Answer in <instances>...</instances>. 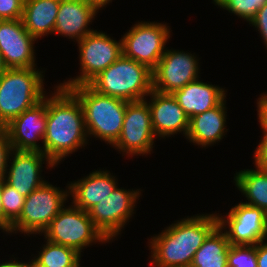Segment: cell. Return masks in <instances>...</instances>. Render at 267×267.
Returning a JSON list of instances; mask_svg holds the SVG:
<instances>
[{
  "mask_svg": "<svg viewBox=\"0 0 267 267\" xmlns=\"http://www.w3.org/2000/svg\"><path fill=\"white\" fill-rule=\"evenodd\" d=\"M225 88L205 83L199 78L172 93L179 106L189 116L201 114L226 99Z\"/></svg>",
  "mask_w": 267,
  "mask_h": 267,
  "instance_id": "21",
  "label": "cell"
},
{
  "mask_svg": "<svg viewBox=\"0 0 267 267\" xmlns=\"http://www.w3.org/2000/svg\"><path fill=\"white\" fill-rule=\"evenodd\" d=\"M8 67L5 65L3 57L0 52V77L6 72Z\"/></svg>",
  "mask_w": 267,
  "mask_h": 267,
  "instance_id": "38",
  "label": "cell"
},
{
  "mask_svg": "<svg viewBox=\"0 0 267 267\" xmlns=\"http://www.w3.org/2000/svg\"><path fill=\"white\" fill-rule=\"evenodd\" d=\"M43 70L8 68L0 77V129L45 97Z\"/></svg>",
  "mask_w": 267,
  "mask_h": 267,
  "instance_id": "5",
  "label": "cell"
},
{
  "mask_svg": "<svg viewBox=\"0 0 267 267\" xmlns=\"http://www.w3.org/2000/svg\"><path fill=\"white\" fill-rule=\"evenodd\" d=\"M115 177L108 170L97 169L82 179L70 182L68 185L72 204L88 211L116 189L118 181Z\"/></svg>",
  "mask_w": 267,
  "mask_h": 267,
  "instance_id": "19",
  "label": "cell"
},
{
  "mask_svg": "<svg viewBox=\"0 0 267 267\" xmlns=\"http://www.w3.org/2000/svg\"><path fill=\"white\" fill-rule=\"evenodd\" d=\"M88 85L99 94L128 102L141 101L153 90L152 70L121 55Z\"/></svg>",
  "mask_w": 267,
  "mask_h": 267,
  "instance_id": "4",
  "label": "cell"
},
{
  "mask_svg": "<svg viewBox=\"0 0 267 267\" xmlns=\"http://www.w3.org/2000/svg\"><path fill=\"white\" fill-rule=\"evenodd\" d=\"M230 242L225 232L217 226L197 250L192 261L195 267H228Z\"/></svg>",
  "mask_w": 267,
  "mask_h": 267,
  "instance_id": "24",
  "label": "cell"
},
{
  "mask_svg": "<svg viewBox=\"0 0 267 267\" xmlns=\"http://www.w3.org/2000/svg\"><path fill=\"white\" fill-rule=\"evenodd\" d=\"M155 139L149 104L145 100L128 102L122 132L112 147L127 157L150 155Z\"/></svg>",
  "mask_w": 267,
  "mask_h": 267,
  "instance_id": "11",
  "label": "cell"
},
{
  "mask_svg": "<svg viewBox=\"0 0 267 267\" xmlns=\"http://www.w3.org/2000/svg\"><path fill=\"white\" fill-rule=\"evenodd\" d=\"M24 0H0V20L22 19Z\"/></svg>",
  "mask_w": 267,
  "mask_h": 267,
  "instance_id": "29",
  "label": "cell"
},
{
  "mask_svg": "<svg viewBox=\"0 0 267 267\" xmlns=\"http://www.w3.org/2000/svg\"><path fill=\"white\" fill-rule=\"evenodd\" d=\"M148 96H150V101L148 102L146 98L144 100L149 104L152 129L158 140H160L159 137L166 139V137L180 133L186 137L189 129V116L179 106L173 95L152 90Z\"/></svg>",
  "mask_w": 267,
  "mask_h": 267,
  "instance_id": "17",
  "label": "cell"
},
{
  "mask_svg": "<svg viewBox=\"0 0 267 267\" xmlns=\"http://www.w3.org/2000/svg\"><path fill=\"white\" fill-rule=\"evenodd\" d=\"M12 150L8 135L0 129V177H4L6 174V168Z\"/></svg>",
  "mask_w": 267,
  "mask_h": 267,
  "instance_id": "31",
  "label": "cell"
},
{
  "mask_svg": "<svg viewBox=\"0 0 267 267\" xmlns=\"http://www.w3.org/2000/svg\"><path fill=\"white\" fill-rule=\"evenodd\" d=\"M140 189H116L108 197L95 204L87 212L95 227L110 242L124 229L135 212ZM115 237V238H114Z\"/></svg>",
  "mask_w": 267,
  "mask_h": 267,
  "instance_id": "10",
  "label": "cell"
},
{
  "mask_svg": "<svg viewBox=\"0 0 267 267\" xmlns=\"http://www.w3.org/2000/svg\"><path fill=\"white\" fill-rule=\"evenodd\" d=\"M199 60L191 52L167 49L152 71L153 90L172 94L188 83L197 80L200 74Z\"/></svg>",
  "mask_w": 267,
  "mask_h": 267,
  "instance_id": "13",
  "label": "cell"
},
{
  "mask_svg": "<svg viewBox=\"0 0 267 267\" xmlns=\"http://www.w3.org/2000/svg\"><path fill=\"white\" fill-rule=\"evenodd\" d=\"M263 137L254 151V166L267 169V127H261Z\"/></svg>",
  "mask_w": 267,
  "mask_h": 267,
  "instance_id": "32",
  "label": "cell"
},
{
  "mask_svg": "<svg viewBox=\"0 0 267 267\" xmlns=\"http://www.w3.org/2000/svg\"><path fill=\"white\" fill-rule=\"evenodd\" d=\"M175 222L148 239L152 267H181L192 264L197 250L218 226V216L216 212L197 214Z\"/></svg>",
  "mask_w": 267,
  "mask_h": 267,
  "instance_id": "2",
  "label": "cell"
},
{
  "mask_svg": "<svg viewBox=\"0 0 267 267\" xmlns=\"http://www.w3.org/2000/svg\"><path fill=\"white\" fill-rule=\"evenodd\" d=\"M97 11L82 0H61L53 34L76 42L93 32L89 28Z\"/></svg>",
  "mask_w": 267,
  "mask_h": 267,
  "instance_id": "18",
  "label": "cell"
},
{
  "mask_svg": "<svg viewBox=\"0 0 267 267\" xmlns=\"http://www.w3.org/2000/svg\"><path fill=\"white\" fill-rule=\"evenodd\" d=\"M35 41L22 19L0 20V52L8 68L37 67Z\"/></svg>",
  "mask_w": 267,
  "mask_h": 267,
  "instance_id": "16",
  "label": "cell"
},
{
  "mask_svg": "<svg viewBox=\"0 0 267 267\" xmlns=\"http://www.w3.org/2000/svg\"><path fill=\"white\" fill-rule=\"evenodd\" d=\"M257 103V115L260 127H267V93L259 96Z\"/></svg>",
  "mask_w": 267,
  "mask_h": 267,
  "instance_id": "33",
  "label": "cell"
},
{
  "mask_svg": "<svg viewBox=\"0 0 267 267\" xmlns=\"http://www.w3.org/2000/svg\"><path fill=\"white\" fill-rule=\"evenodd\" d=\"M217 216L230 245H257L267 238V213L258 207L240 201L226 215Z\"/></svg>",
  "mask_w": 267,
  "mask_h": 267,
  "instance_id": "12",
  "label": "cell"
},
{
  "mask_svg": "<svg viewBox=\"0 0 267 267\" xmlns=\"http://www.w3.org/2000/svg\"><path fill=\"white\" fill-rule=\"evenodd\" d=\"M25 198V196L21 195L17 190L4 182L2 191L3 209L5 216L12 223H14L21 215Z\"/></svg>",
  "mask_w": 267,
  "mask_h": 267,
  "instance_id": "28",
  "label": "cell"
},
{
  "mask_svg": "<svg viewBox=\"0 0 267 267\" xmlns=\"http://www.w3.org/2000/svg\"><path fill=\"white\" fill-rule=\"evenodd\" d=\"M47 124V95L33 107L14 118L2 130L8 135L12 149L43 152L37 143L44 140Z\"/></svg>",
  "mask_w": 267,
  "mask_h": 267,
  "instance_id": "15",
  "label": "cell"
},
{
  "mask_svg": "<svg viewBox=\"0 0 267 267\" xmlns=\"http://www.w3.org/2000/svg\"><path fill=\"white\" fill-rule=\"evenodd\" d=\"M82 1L92 6L97 12L100 9L102 10L103 7L112 2V0H82Z\"/></svg>",
  "mask_w": 267,
  "mask_h": 267,
  "instance_id": "37",
  "label": "cell"
},
{
  "mask_svg": "<svg viewBox=\"0 0 267 267\" xmlns=\"http://www.w3.org/2000/svg\"><path fill=\"white\" fill-rule=\"evenodd\" d=\"M68 89L81 103L88 137L113 146L122 132L128 101L99 94L88 84Z\"/></svg>",
  "mask_w": 267,
  "mask_h": 267,
  "instance_id": "3",
  "label": "cell"
},
{
  "mask_svg": "<svg viewBox=\"0 0 267 267\" xmlns=\"http://www.w3.org/2000/svg\"><path fill=\"white\" fill-rule=\"evenodd\" d=\"M167 23L137 22L122 35V55L146 65L152 71L166 51L165 46L170 36Z\"/></svg>",
  "mask_w": 267,
  "mask_h": 267,
  "instance_id": "9",
  "label": "cell"
},
{
  "mask_svg": "<svg viewBox=\"0 0 267 267\" xmlns=\"http://www.w3.org/2000/svg\"><path fill=\"white\" fill-rule=\"evenodd\" d=\"M37 256L31 259V267H81V255L64 245L52 243L47 239Z\"/></svg>",
  "mask_w": 267,
  "mask_h": 267,
  "instance_id": "25",
  "label": "cell"
},
{
  "mask_svg": "<svg viewBox=\"0 0 267 267\" xmlns=\"http://www.w3.org/2000/svg\"><path fill=\"white\" fill-rule=\"evenodd\" d=\"M17 258L14 257V260L12 258V260L6 261V262H2L0 263V267H31V261L29 262H20L18 260H16Z\"/></svg>",
  "mask_w": 267,
  "mask_h": 267,
  "instance_id": "36",
  "label": "cell"
},
{
  "mask_svg": "<svg viewBox=\"0 0 267 267\" xmlns=\"http://www.w3.org/2000/svg\"><path fill=\"white\" fill-rule=\"evenodd\" d=\"M215 5L249 22L267 0H212Z\"/></svg>",
  "mask_w": 267,
  "mask_h": 267,
  "instance_id": "26",
  "label": "cell"
},
{
  "mask_svg": "<svg viewBox=\"0 0 267 267\" xmlns=\"http://www.w3.org/2000/svg\"><path fill=\"white\" fill-rule=\"evenodd\" d=\"M255 27L258 30L261 38L264 40V44L267 48V3L262 6L255 16L249 21V25Z\"/></svg>",
  "mask_w": 267,
  "mask_h": 267,
  "instance_id": "30",
  "label": "cell"
},
{
  "mask_svg": "<svg viewBox=\"0 0 267 267\" xmlns=\"http://www.w3.org/2000/svg\"><path fill=\"white\" fill-rule=\"evenodd\" d=\"M8 163L10 165H7L4 175L5 183L25 197L46 182L41 176L42 164H47V169L48 167L50 169L55 167L53 162L43 152L39 151H17L13 149Z\"/></svg>",
  "mask_w": 267,
  "mask_h": 267,
  "instance_id": "14",
  "label": "cell"
},
{
  "mask_svg": "<svg viewBox=\"0 0 267 267\" xmlns=\"http://www.w3.org/2000/svg\"><path fill=\"white\" fill-rule=\"evenodd\" d=\"M226 100L218 106L195 115L189 119V129L186 138L201 148L219 143L226 135Z\"/></svg>",
  "mask_w": 267,
  "mask_h": 267,
  "instance_id": "20",
  "label": "cell"
},
{
  "mask_svg": "<svg viewBox=\"0 0 267 267\" xmlns=\"http://www.w3.org/2000/svg\"><path fill=\"white\" fill-rule=\"evenodd\" d=\"M77 44L80 56V74L59 83L64 88L88 84L122 55L121 39L113 40L111 36L100 30L89 33Z\"/></svg>",
  "mask_w": 267,
  "mask_h": 267,
  "instance_id": "8",
  "label": "cell"
},
{
  "mask_svg": "<svg viewBox=\"0 0 267 267\" xmlns=\"http://www.w3.org/2000/svg\"><path fill=\"white\" fill-rule=\"evenodd\" d=\"M181 267H195V266H193L192 264H190V265H187V266H181Z\"/></svg>",
  "mask_w": 267,
  "mask_h": 267,
  "instance_id": "39",
  "label": "cell"
},
{
  "mask_svg": "<svg viewBox=\"0 0 267 267\" xmlns=\"http://www.w3.org/2000/svg\"><path fill=\"white\" fill-rule=\"evenodd\" d=\"M267 239L262 240L256 245L257 266L267 267Z\"/></svg>",
  "mask_w": 267,
  "mask_h": 267,
  "instance_id": "35",
  "label": "cell"
},
{
  "mask_svg": "<svg viewBox=\"0 0 267 267\" xmlns=\"http://www.w3.org/2000/svg\"><path fill=\"white\" fill-rule=\"evenodd\" d=\"M62 190L46 181L25 198L19 218L7 232L9 235L21 232L29 235L41 234L48 228L51 221L66 206L69 197V185ZM68 197V198H67Z\"/></svg>",
  "mask_w": 267,
  "mask_h": 267,
  "instance_id": "6",
  "label": "cell"
},
{
  "mask_svg": "<svg viewBox=\"0 0 267 267\" xmlns=\"http://www.w3.org/2000/svg\"><path fill=\"white\" fill-rule=\"evenodd\" d=\"M237 189L245 196L251 206L267 213V169L255 166V169H243L234 175Z\"/></svg>",
  "mask_w": 267,
  "mask_h": 267,
  "instance_id": "23",
  "label": "cell"
},
{
  "mask_svg": "<svg viewBox=\"0 0 267 267\" xmlns=\"http://www.w3.org/2000/svg\"><path fill=\"white\" fill-rule=\"evenodd\" d=\"M61 0H24L22 21L36 40L52 34Z\"/></svg>",
  "mask_w": 267,
  "mask_h": 267,
  "instance_id": "22",
  "label": "cell"
},
{
  "mask_svg": "<svg viewBox=\"0 0 267 267\" xmlns=\"http://www.w3.org/2000/svg\"><path fill=\"white\" fill-rule=\"evenodd\" d=\"M48 241L73 248L81 254L82 249L93 244L109 241L95 227L87 211L72 203L64 206L42 233Z\"/></svg>",
  "mask_w": 267,
  "mask_h": 267,
  "instance_id": "7",
  "label": "cell"
},
{
  "mask_svg": "<svg viewBox=\"0 0 267 267\" xmlns=\"http://www.w3.org/2000/svg\"><path fill=\"white\" fill-rule=\"evenodd\" d=\"M4 182V177H0V229L3 230L2 232L7 234V232L11 229L13 223L4 214L2 203V191Z\"/></svg>",
  "mask_w": 267,
  "mask_h": 267,
  "instance_id": "34",
  "label": "cell"
},
{
  "mask_svg": "<svg viewBox=\"0 0 267 267\" xmlns=\"http://www.w3.org/2000/svg\"><path fill=\"white\" fill-rule=\"evenodd\" d=\"M56 88V90H55ZM84 114L78 98L57 84L47 95V124L43 153L55 166L88 144Z\"/></svg>",
  "mask_w": 267,
  "mask_h": 267,
  "instance_id": "1",
  "label": "cell"
},
{
  "mask_svg": "<svg viewBox=\"0 0 267 267\" xmlns=\"http://www.w3.org/2000/svg\"><path fill=\"white\" fill-rule=\"evenodd\" d=\"M228 267H258L256 245H230Z\"/></svg>",
  "mask_w": 267,
  "mask_h": 267,
  "instance_id": "27",
  "label": "cell"
}]
</instances>
